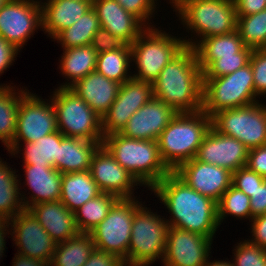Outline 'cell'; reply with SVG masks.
<instances>
[{"label":"cell","instance_id":"cell-33","mask_svg":"<svg viewBox=\"0 0 266 266\" xmlns=\"http://www.w3.org/2000/svg\"><path fill=\"white\" fill-rule=\"evenodd\" d=\"M18 90L15 86L0 85V140L6 149L12 144L17 130L21 87Z\"/></svg>","mask_w":266,"mask_h":266},{"label":"cell","instance_id":"cell-53","mask_svg":"<svg viewBox=\"0 0 266 266\" xmlns=\"http://www.w3.org/2000/svg\"><path fill=\"white\" fill-rule=\"evenodd\" d=\"M204 266H233V264L230 261H226V260H213L212 262H210V259L208 260V262L206 264H204Z\"/></svg>","mask_w":266,"mask_h":266},{"label":"cell","instance_id":"cell-1","mask_svg":"<svg viewBox=\"0 0 266 266\" xmlns=\"http://www.w3.org/2000/svg\"><path fill=\"white\" fill-rule=\"evenodd\" d=\"M150 191L170 212L172 217L166 219L169 226L213 240L220 227L217 202L189 187L174 172L166 175Z\"/></svg>","mask_w":266,"mask_h":266},{"label":"cell","instance_id":"cell-3","mask_svg":"<svg viewBox=\"0 0 266 266\" xmlns=\"http://www.w3.org/2000/svg\"><path fill=\"white\" fill-rule=\"evenodd\" d=\"M103 145L148 190L172 172L163 162L156 140L133 139L115 133L105 136Z\"/></svg>","mask_w":266,"mask_h":266},{"label":"cell","instance_id":"cell-35","mask_svg":"<svg viewBox=\"0 0 266 266\" xmlns=\"http://www.w3.org/2000/svg\"><path fill=\"white\" fill-rule=\"evenodd\" d=\"M120 198L114 194L101 193L87 201L74 212L80 233H90L109 213Z\"/></svg>","mask_w":266,"mask_h":266},{"label":"cell","instance_id":"cell-46","mask_svg":"<svg viewBox=\"0 0 266 266\" xmlns=\"http://www.w3.org/2000/svg\"><path fill=\"white\" fill-rule=\"evenodd\" d=\"M123 263L119 256L95 248L83 266H122Z\"/></svg>","mask_w":266,"mask_h":266},{"label":"cell","instance_id":"cell-29","mask_svg":"<svg viewBox=\"0 0 266 266\" xmlns=\"http://www.w3.org/2000/svg\"><path fill=\"white\" fill-rule=\"evenodd\" d=\"M245 47L236 30L224 34L206 37L195 47L198 65L204 72L216 59L234 56Z\"/></svg>","mask_w":266,"mask_h":266},{"label":"cell","instance_id":"cell-55","mask_svg":"<svg viewBox=\"0 0 266 266\" xmlns=\"http://www.w3.org/2000/svg\"><path fill=\"white\" fill-rule=\"evenodd\" d=\"M9 0H0V9L8 2Z\"/></svg>","mask_w":266,"mask_h":266},{"label":"cell","instance_id":"cell-6","mask_svg":"<svg viewBox=\"0 0 266 266\" xmlns=\"http://www.w3.org/2000/svg\"><path fill=\"white\" fill-rule=\"evenodd\" d=\"M159 28L147 27L130 44L131 62H135L137 68L132 77L137 80L153 83L162 69L186 47L183 37L177 38Z\"/></svg>","mask_w":266,"mask_h":266},{"label":"cell","instance_id":"cell-23","mask_svg":"<svg viewBox=\"0 0 266 266\" xmlns=\"http://www.w3.org/2000/svg\"><path fill=\"white\" fill-rule=\"evenodd\" d=\"M22 167L26 181L23 183L32 191L29 195L31 200L25 197V193H20L25 209L28 210L41 202L60 200L62 174L58 170L51 166L23 165Z\"/></svg>","mask_w":266,"mask_h":266},{"label":"cell","instance_id":"cell-51","mask_svg":"<svg viewBox=\"0 0 266 266\" xmlns=\"http://www.w3.org/2000/svg\"><path fill=\"white\" fill-rule=\"evenodd\" d=\"M12 266H49L48 262L40 259L30 258L28 256L16 253L12 261Z\"/></svg>","mask_w":266,"mask_h":266},{"label":"cell","instance_id":"cell-12","mask_svg":"<svg viewBox=\"0 0 266 266\" xmlns=\"http://www.w3.org/2000/svg\"><path fill=\"white\" fill-rule=\"evenodd\" d=\"M20 95L17 117V130L9 147H22L20 142H35L39 138L58 131L55 108L51 98L46 102L37 94L29 92L26 87Z\"/></svg>","mask_w":266,"mask_h":266},{"label":"cell","instance_id":"cell-9","mask_svg":"<svg viewBox=\"0 0 266 266\" xmlns=\"http://www.w3.org/2000/svg\"><path fill=\"white\" fill-rule=\"evenodd\" d=\"M162 217L151 212V209L149 211L142 204L136 209L131 227L128 257L124 263L150 266L157 259H161L162 262L169 229L166 218Z\"/></svg>","mask_w":266,"mask_h":266},{"label":"cell","instance_id":"cell-40","mask_svg":"<svg viewBox=\"0 0 266 266\" xmlns=\"http://www.w3.org/2000/svg\"><path fill=\"white\" fill-rule=\"evenodd\" d=\"M233 249V266H266V248L247 240L240 241Z\"/></svg>","mask_w":266,"mask_h":266},{"label":"cell","instance_id":"cell-52","mask_svg":"<svg viewBox=\"0 0 266 266\" xmlns=\"http://www.w3.org/2000/svg\"><path fill=\"white\" fill-rule=\"evenodd\" d=\"M10 227L11 225L9 219L0 217V259L4 255L3 253L6 248L5 236L8 234L12 235V230L10 229Z\"/></svg>","mask_w":266,"mask_h":266},{"label":"cell","instance_id":"cell-7","mask_svg":"<svg viewBox=\"0 0 266 266\" xmlns=\"http://www.w3.org/2000/svg\"><path fill=\"white\" fill-rule=\"evenodd\" d=\"M51 98L57 128L66 137L103 142L102 118L71 88H57Z\"/></svg>","mask_w":266,"mask_h":266},{"label":"cell","instance_id":"cell-10","mask_svg":"<svg viewBox=\"0 0 266 266\" xmlns=\"http://www.w3.org/2000/svg\"><path fill=\"white\" fill-rule=\"evenodd\" d=\"M136 198H120L89 233L96 249L113 253L123 260L128 257L132 222L136 209L142 204Z\"/></svg>","mask_w":266,"mask_h":266},{"label":"cell","instance_id":"cell-13","mask_svg":"<svg viewBox=\"0 0 266 266\" xmlns=\"http://www.w3.org/2000/svg\"><path fill=\"white\" fill-rule=\"evenodd\" d=\"M42 28L39 0H9L0 9V37L19 51Z\"/></svg>","mask_w":266,"mask_h":266},{"label":"cell","instance_id":"cell-2","mask_svg":"<svg viewBox=\"0 0 266 266\" xmlns=\"http://www.w3.org/2000/svg\"><path fill=\"white\" fill-rule=\"evenodd\" d=\"M154 97L177 113H193L203 106V72L193 47H185L153 82Z\"/></svg>","mask_w":266,"mask_h":266},{"label":"cell","instance_id":"cell-54","mask_svg":"<svg viewBox=\"0 0 266 266\" xmlns=\"http://www.w3.org/2000/svg\"><path fill=\"white\" fill-rule=\"evenodd\" d=\"M154 1H155L156 4H157V1H158V0H154ZM177 1H178V0H169V3H171V5H173V6H172L173 9L176 7Z\"/></svg>","mask_w":266,"mask_h":266},{"label":"cell","instance_id":"cell-37","mask_svg":"<svg viewBox=\"0 0 266 266\" xmlns=\"http://www.w3.org/2000/svg\"><path fill=\"white\" fill-rule=\"evenodd\" d=\"M236 29L246 47L266 48V9L247 16H237Z\"/></svg>","mask_w":266,"mask_h":266},{"label":"cell","instance_id":"cell-38","mask_svg":"<svg viewBox=\"0 0 266 266\" xmlns=\"http://www.w3.org/2000/svg\"><path fill=\"white\" fill-rule=\"evenodd\" d=\"M217 207L220 225L228 215L240 218V220L248 218L249 222L251 221L250 197L233 185L223 193Z\"/></svg>","mask_w":266,"mask_h":266},{"label":"cell","instance_id":"cell-47","mask_svg":"<svg viewBox=\"0 0 266 266\" xmlns=\"http://www.w3.org/2000/svg\"><path fill=\"white\" fill-rule=\"evenodd\" d=\"M250 222L253 238L248 241L259 247L266 248V214L253 217Z\"/></svg>","mask_w":266,"mask_h":266},{"label":"cell","instance_id":"cell-18","mask_svg":"<svg viewBox=\"0 0 266 266\" xmlns=\"http://www.w3.org/2000/svg\"><path fill=\"white\" fill-rule=\"evenodd\" d=\"M174 173L189 187L217 203L232 185V172L195 158L181 164Z\"/></svg>","mask_w":266,"mask_h":266},{"label":"cell","instance_id":"cell-22","mask_svg":"<svg viewBox=\"0 0 266 266\" xmlns=\"http://www.w3.org/2000/svg\"><path fill=\"white\" fill-rule=\"evenodd\" d=\"M56 244L80 233L74 213L60 200L41 202L28 209Z\"/></svg>","mask_w":266,"mask_h":266},{"label":"cell","instance_id":"cell-49","mask_svg":"<svg viewBox=\"0 0 266 266\" xmlns=\"http://www.w3.org/2000/svg\"><path fill=\"white\" fill-rule=\"evenodd\" d=\"M20 53L12 44L0 37V76L12 66L16 56Z\"/></svg>","mask_w":266,"mask_h":266},{"label":"cell","instance_id":"cell-50","mask_svg":"<svg viewBox=\"0 0 266 266\" xmlns=\"http://www.w3.org/2000/svg\"><path fill=\"white\" fill-rule=\"evenodd\" d=\"M237 16H247L266 9V0H234Z\"/></svg>","mask_w":266,"mask_h":266},{"label":"cell","instance_id":"cell-25","mask_svg":"<svg viewBox=\"0 0 266 266\" xmlns=\"http://www.w3.org/2000/svg\"><path fill=\"white\" fill-rule=\"evenodd\" d=\"M120 85L95 70L79 80L71 89L102 118L115 101Z\"/></svg>","mask_w":266,"mask_h":266},{"label":"cell","instance_id":"cell-16","mask_svg":"<svg viewBox=\"0 0 266 266\" xmlns=\"http://www.w3.org/2000/svg\"><path fill=\"white\" fill-rule=\"evenodd\" d=\"M213 240L169 226L163 266H204L211 258Z\"/></svg>","mask_w":266,"mask_h":266},{"label":"cell","instance_id":"cell-24","mask_svg":"<svg viewBox=\"0 0 266 266\" xmlns=\"http://www.w3.org/2000/svg\"><path fill=\"white\" fill-rule=\"evenodd\" d=\"M93 1L46 0L41 4L42 28L54 39L62 30L76 23L88 10Z\"/></svg>","mask_w":266,"mask_h":266},{"label":"cell","instance_id":"cell-32","mask_svg":"<svg viewBox=\"0 0 266 266\" xmlns=\"http://www.w3.org/2000/svg\"><path fill=\"white\" fill-rule=\"evenodd\" d=\"M0 157V217L11 219L25 208L20 191L19 174ZM20 187V188H19Z\"/></svg>","mask_w":266,"mask_h":266},{"label":"cell","instance_id":"cell-4","mask_svg":"<svg viewBox=\"0 0 266 266\" xmlns=\"http://www.w3.org/2000/svg\"><path fill=\"white\" fill-rule=\"evenodd\" d=\"M211 127L212 118L203 110L177 113L157 140L165 165L174 172L181 164L195 158Z\"/></svg>","mask_w":266,"mask_h":266},{"label":"cell","instance_id":"cell-42","mask_svg":"<svg viewBox=\"0 0 266 266\" xmlns=\"http://www.w3.org/2000/svg\"><path fill=\"white\" fill-rule=\"evenodd\" d=\"M127 12L137 17L146 27L150 25L152 17L157 13V5L154 0H116ZM156 11V12H155ZM155 12V13H154ZM150 21V23H149Z\"/></svg>","mask_w":266,"mask_h":266},{"label":"cell","instance_id":"cell-14","mask_svg":"<svg viewBox=\"0 0 266 266\" xmlns=\"http://www.w3.org/2000/svg\"><path fill=\"white\" fill-rule=\"evenodd\" d=\"M153 97V83L132 77L121 84L115 101L102 117L104 137L120 133L131 116Z\"/></svg>","mask_w":266,"mask_h":266},{"label":"cell","instance_id":"cell-39","mask_svg":"<svg viewBox=\"0 0 266 266\" xmlns=\"http://www.w3.org/2000/svg\"><path fill=\"white\" fill-rule=\"evenodd\" d=\"M252 48L244 47L234 56L216 59L204 72L203 78H216L231 74L249 63Z\"/></svg>","mask_w":266,"mask_h":266},{"label":"cell","instance_id":"cell-27","mask_svg":"<svg viewBox=\"0 0 266 266\" xmlns=\"http://www.w3.org/2000/svg\"><path fill=\"white\" fill-rule=\"evenodd\" d=\"M101 193L89 170L62 174L60 201L73 213Z\"/></svg>","mask_w":266,"mask_h":266},{"label":"cell","instance_id":"cell-36","mask_svg":"<svg viewBox=\"0 0 266 266\" xmlns=\"http://www.w3.org/2000/svg\"><path fill=\"white\" fill-rule=\"evenodd\" d=\"M99 28V19L95 10L91 8L76 23L62 30L54 41L61 44L63 49L90 45Z\"/></svg>","mask_w":266,"mask_h":266},{"label":"cell","instance_id":"cell-56","mask_svg":"<svg viewBox=\"0 0 266 266\" xmlns=\"http://www.w3.org/2000/svg\"><path fill=\"white\" fill-rule=\"evenodd\" d=\"M122 266H145V265H136V264L123 263Z\"/></svg>","mask_w":266,"mask_h":266},{"label":"cell","instance_id":"cell-41","mask_svg":"<svg viewBox=\"0 0 266 266\" xmlns=\"http://www.w3.org/2000/svg\"><path fill=\"white\" fill-rule=\"evenodd\" d=\"M255 94L266 97V48L253 49L250 56Z\"/></svg>","mask_w":266,"mask_h":266},{"label":"cell","instance_id":"cell-19","mask_svg":"<svg viewBox=\"0 0 266 266\" xmlns=\"http://www.w3.org/2000/svg\"><path fill=\"white\" fill-rule=\"evenodd\" d=\"M248 150L239 140L219 133L212 126L199 146L195 159L233 173L246 166Z\"/></svg>","mask_w":266,"mask_h":266},{"label":"cell","instance_id":"cell-17","mask_svg":"<svg viewBox=\"0 0 266 266\" xmlns=\"http://www.w3.org/2000/svg\"><path fill=\"white\" fill-rule=\"evenodd\" d=\"M89 171L102 193L114 194L119 198H133L135 187L142 186L103 144L93 154Z\"/></svg>","mask_w":266,"mask_h":266},{"label":"cell","instance_id":"cell-30","mask_svg":"<svg viewBox=\"0 0 266 266\" xmlns=\"http://www.w3.org/2000/svg\"><path fill=\"white\" fill-rule=\"evenodd\" d=\"M63 137L64 135L58 130L35 142L24 143L22 150L21 147H8L6 150L12 156L23 151L21 153L23 165L51 166L56 169V158H58L59 146Z\"/></svg>","mask_w":266,"mask_h":266},{"label":"cell","instance_id":"cell-26","mask_svg":"<svg viewBox=\"0 0 266 266\" xmlns=\"http://www.w3.org/2000/svg\"><path fill=\"white\" fill-rule=\"evenodd\" d=\"M102 144L64 136L56 158V170L61 174L89 170L93 154Z\"/></svg>","mask_w":266,"mask_h":266},{"label":"cell","instance_id":"cell-34","mask_svg":"<svg viewBox=\"0 0 266 266\" xmlns=\"http://www.w3.org/2000/svg\"><path fill=\"white\" fill-rule=\"evenodd\" d=\"M131 63V48L125 44L120 49L97 54L96 71L107 79L123 84L132 78Z\"/></svg>","mask_w":266,"mask_h":266},{"label":"cell","instance_id":"cell-45","mask_svg":"<svg viewBox=\"0 0 266 266\" xmlns=\"http://www.w3.org/2000/svg\"><path fill=\"white\" fill-rule=\"evenodd\" d=\"M246 166L260 176L266 177V144L248 150Z\"/></svg>","mask_w":266,"mask_h":266},{"label":"cell","instance_id":"cell-31","mask_svg":"<svg viewBox=\"0 0 266 266\" xmlns=\"http://www.w3.org/2000/svg\"><path fill=\"white\" fill-rule=\"evenodd\" d=\"M94 249L92 236L79 233L56 245L49 266H83Z\"/></svg>","mask_w":266,"mask_h":266},{"label":"cell","instance_id":"cell-21","mask_svg":"<svg viewBox=\"0 0 266 266\" xmlns=\"http://www.w3.org/2000/svg\"><path fill=\"white\" fill-rule=\"evenodd\" d=\"M92 8L97 14L100 27L105 28L125 44H132L147 28L116 0H93Z\"/></svg>","mask_w":266,"mask_h":266},{"label":"cell","instance_id":"cell-28","mask_svg":"<svg viewBox=\"0 0 266 266\" xmlns=\"http://www.w3.org/2000/svg\"><path fill=\"white\" fill-rule=\"evenodd\" d=\"M59 69L67 82L59 88H71L79 80L96 70L97 52L91 45L63 49ZM70 80V82H68Z\"/></svg>","mask_w":266,"mask_h":266},{"label":"cell","instance_id":"cell-8","mask_svg":"<svg viewBox=\"0 0 266 266\" xmlns=\"http://www.w3.org/2000/svg\"><path fill=\"white\" fill-rule=\"evenodd\" d=\"M250 62L235 72L216 78H203L202 110L210 117L218 111L258 102Z\"/></svg>","mask_w":266,"mask_h":266},{"label":"cell","instance_id":"cell-11","mask_svg":"<svg viewBox=\"0 0 266 266\" xmlns=\"http://www.w3.org/2000/svg\"><path fill=\"white\" fill-rule=\"evenodd\" d=\"M224 109L214 114L212 126L221 134L234 137L248 149L266 144V104Z\"/></svg>","mask_w":266,"mask_h":266},{"label":"cell","instance_id":"cell-43","mask_svg":"<svg viewBox=\"0 0 266 266\" xmlns=\"http://www.w3.org/2000/svg\"><path fill=\"white\" fill-rule=\"evenodd\" d=\"M264 181V177L249 169L247 166H243L232 173V185L249 197L252 196V193Z\"/></svg>","mask_w":266,"mask_h":266},{"label":"cell","instance_id":"cell-15","mask_svg":"<svg viewBox=\"0 0 266 266\" xmlns=\"http://www.w3.org/2000/svg\"><path fill=\"white\" fill-rule=\"evenodd\" d=\"M17 253L50 263L56 242L27 209L9 219Z\"/></svg>","mask_w":266,"mask_h":266},{"label":"cell","instance_id":"cell-5","mask_svg":"<svg viewBox=\"0 0 266 266\" xmlns=\"http://www.w3.org/2000/svg\"><path fill=\"white\" fill-rule=\"evenodd\" d=\"M173 11L179 15L177 17L183 26L194 33V36L196 34L193 40L192 37L183 38L187 47L194 48L206 37L224 35L236 30L234 0H178Z\"/></svg>","mask_w":266,"mask_h":266},{"label":"cell","instance_id":"cell-48","mask_svg":"<svg viewBox=\"0 0 266 266\" xmlns=\"http://www.w3.org/2000/svg\"><path fill=\"white\" fill-rule=\"evenodd\" d=\"M251 220L253 217L266 214V181L250 197Z\"/></svg>","mask_w":266,"mask_h":266},{"label":"cell","instance_id":"cell-44","mask_svg":"<svg viewBox=\"0 0 266 266\" xmlns=\"http://www.w3.org/2000/svg\"><path fill=\"white\" fill-rule=\"evenodd\" d=\"M90 45L95 49L97 54H100L103 52L120 49L125 45V43L118 37L112 35L105 28L100 27L94 34Z\"/></svg>","mask_w":266,"mask_h":266},{"label":"cell","instance_id":"cell-20","mask_svg":"<svg viewBox=\"0 0 266 266\" xmlns=\"http://www.w3.org/2000/svg\"><path fill=\"white\" fill-rule=\"evenodd\" d=\"M176 114L173 108L153 97L131 116L120 134L133 139L157 141Z\"/></svg>","mask_w":266,"mask_h":266}]
</instances>
